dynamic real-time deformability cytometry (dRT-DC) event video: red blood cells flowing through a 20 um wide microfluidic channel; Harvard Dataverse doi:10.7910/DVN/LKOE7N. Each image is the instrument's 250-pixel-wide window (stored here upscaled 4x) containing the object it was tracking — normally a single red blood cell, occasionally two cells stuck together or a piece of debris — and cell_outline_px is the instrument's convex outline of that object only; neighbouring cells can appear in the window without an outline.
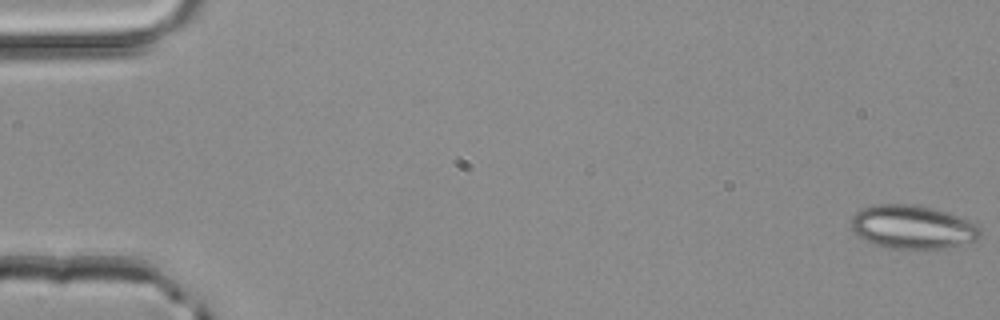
{"species": "common noctule bat (a hibernating species)", "species_latin": "Nyctalus noctula", "temperature_condition": "room temperature", "stored_images_in_passage": 3, "camera_frame_rate_fps": 3000, "um_per_image_px": 0.085, "animal": {"sex": "male", "body_mass_g": 20.4}, "frame": {"image": 1, "passage_image": 1, "time_ms": 0.0, "image_size_px": [1000, 320], "cell_outline_px": [[980, 236], [976, 240], [948, 248], [884, 248], [872, 244], [864, 240], [852, 228], [852, 216], [860, 208], [876, 204], [916, 204], [932, 208], [956, 216], [976, 224], [980, 228]], "centroid_in_image_um": [77.53, 19.3], "position_along_channel_um": 7.5, "area_um2": 32.6}}